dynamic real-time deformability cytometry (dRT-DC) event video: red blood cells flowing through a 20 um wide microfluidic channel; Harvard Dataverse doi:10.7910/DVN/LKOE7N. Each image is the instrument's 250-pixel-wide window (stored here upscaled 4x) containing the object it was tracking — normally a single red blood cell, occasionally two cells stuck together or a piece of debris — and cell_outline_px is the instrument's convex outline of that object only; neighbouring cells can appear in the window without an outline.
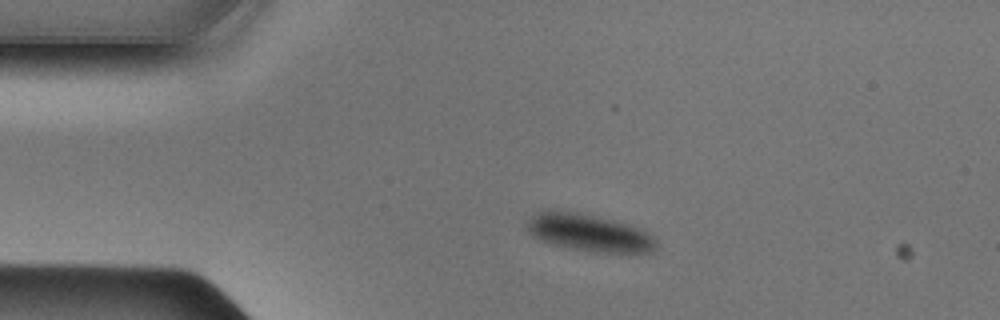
{"species": "Egyptian fruit bat (a non-hibernating species)", "species_latin": "Rousettus aegyptiacus", "temperature_condition": "cold", "stored_images_in_passage": 40, "camera_frame_rate_fps": 3000, "um_per_image_px": 0.085, "animal": {"sex": "male"}, "frame": {"image": 1, "passage_image": 1, "time_ms": 0.0, "image_size_px": [1000, 320], "cell_outline_px": [[656, 248], [652, 252], [628, 256], [592, 252], [552, 244], [540, 240], [532, 236], [528, 232], [524, 224], [536, 212], [548, 208], [576, 212], [612, 220], [648, 232], [652, 236], [656, 244]], "centroid_in_image_um": [50.06, 19.82], "position_along_channel_um": 34.9, "area_um2": 28.84}}
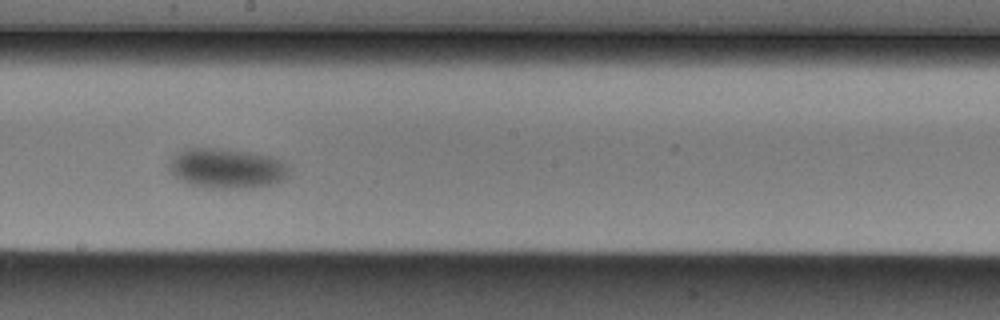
{"frame": {"image": 2, "passage_image": 18, "time_ms": 5.667, "image_size_px": [1000, 320], "cell_outline_px": [[288, 176], [284, 180], [252, 188], [204, 188], [192, 184], [168, 172], [168, 160], [176, 152], [184, 148], [220, 148], [252, 152], [284, 160], [288, 164]], "centroid_in_image_um": [19.25, 14.29], "position_along_channel_um": 228.9, "area_um2": 28.26}}
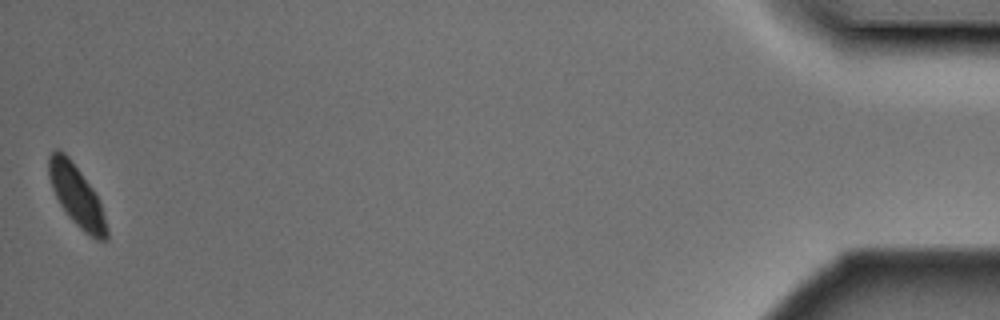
{"frame": {"image": 3, "passage_image": 40, "time_ms": 13.0, "image_size_px": [1000, 320], "cell_outline_px": [[108, 240], [96, 240], [84, 232], [68, 216], [60, 204], [52, 188], [48, 176], [48, 156], [56, 148], [60, 148], [68, 156], [92, 188], [100, 200], [108, 228]], "centroid_in_image_um": [6.52, 16.64], "position_along_channel_um": 428.7, "area_um2": 20.63}}